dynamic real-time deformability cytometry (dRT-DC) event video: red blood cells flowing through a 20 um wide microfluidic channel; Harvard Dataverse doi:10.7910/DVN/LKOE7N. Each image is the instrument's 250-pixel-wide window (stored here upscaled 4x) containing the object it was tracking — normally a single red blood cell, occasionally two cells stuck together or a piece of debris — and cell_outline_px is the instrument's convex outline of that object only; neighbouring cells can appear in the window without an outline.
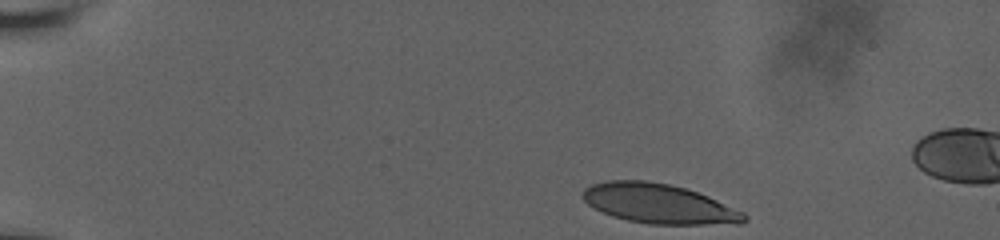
{"species": "human", "species_latin": "Homo sapiens", "temperature_condition": "room temperature", "stored_images_in_passage": 41, "camera_frame_rate_fps": 3000, "um_per_image_px": 0.085, "donor": {"sex": "male"}, "frame": {"image": 1, "passage_image": 1, "time_ms": 0.0, "image_size_px": [1000, 240], "cell_outline_px": [[748, 220], [740, 224], [648, 224], [628, 220], [612, 216], [588, 204], [580, 196], [584, 188], [592, 184], [608, 180], [644, 180], [668, 184], [684, 188], [708, 196], [744, 212], [748, 216]], "centroid_in_image_um": [56.02, 17.32], "position_along_channel_um": 29.0, "area_um2": 37.22}}
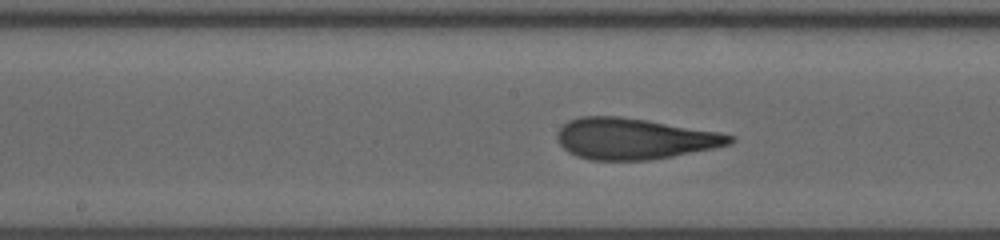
{"frame": {"image": 2, "passage_image": 22, "time_ms": 7.0, "image_size_px": [1000, 240], "cell_outline_px": [[736, 140], [732, 144], [672, 156], [648, 160], [592, 160], [576, 156], [568, 152], [556, 140], [556, 132], [568, 120], [580, 116], [620, 116], [720, 132], [732, 136]], "centroid_in_image_um": [53.87, 11.79], "position_along_channel_um": 194.3, "area_um2": 41.21}}
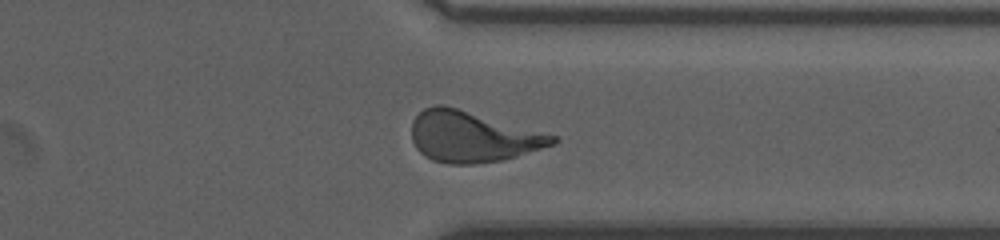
{"frame": {"image": 3, "passage_image": 36, "time_ms": 11.667, "image_size_px": [1000, 240], "cell_outline_px": [[560, 140], [556, 144], [516, 156], [500, 160], [476, 164], [448, 164], [432, 160], [424, 156], [416, 148], [412, 140], [412, 120], [424, 108], [436, 104], [444, 104], [556, 136]], "centroid_in_image_um": [40.12, 11.62], "position_along_channel_um": 371.3, "area_um2": 41.62}, "authors_computed_cell_mechanics": {"area_um2": 40.5178, "velocity_mm_per_s": 3.8007, "shape_relaxation_time_tau1_ms": 8.0658, "shape_relaxation_time_tau2_ms": 0.8976, "deformation_change_tau1": 0.2751, "deformation_change_tau2": 0.0878}}